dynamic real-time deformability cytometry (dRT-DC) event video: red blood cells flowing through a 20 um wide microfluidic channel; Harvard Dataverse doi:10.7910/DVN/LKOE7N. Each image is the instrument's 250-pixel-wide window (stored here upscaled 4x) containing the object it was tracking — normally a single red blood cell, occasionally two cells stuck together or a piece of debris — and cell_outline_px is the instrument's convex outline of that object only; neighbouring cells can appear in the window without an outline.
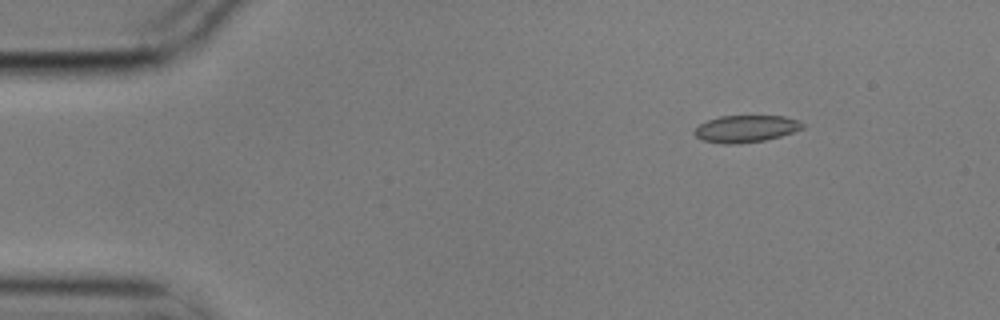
{"species": "common noctule bat (a hibernating species)", "species_latin": "Nyctalus noctula", "temperature_condition": "cold", "stored_images_in_passage": 3, "camera_frame_rate_fps": 3000, "um_per_image_px": 0.085, "animal": {"sex": "male", "body_mass_g": 17.9}, "frame": {"image": 1, "passage_image": 1, "time_ms": 0.0, "image_size_px": [1000, 320], "cell_outline_px": [[804, 128], [780, 136], [764, 140], [736, 144], [724, 144], [704, 140], [696, 136], [692, 132], [700, 124], [708, 120], [720, 116], [784, 116], [800, 120], [804, 124]], "centroid_in_image_um": [63.41, 10.94], "position_along_channel_um": 21.6, "area_um2": 16.94}}
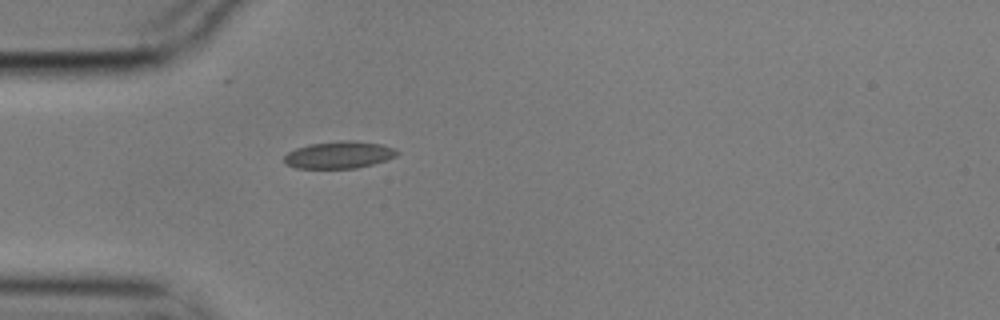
{"frame": {"image": 2, "passage_image": 3, "time_ms": 0.667, "image_size_px": [1000, 320], "cell_outline_px": [[400, 152], [396, 156], [372, 164], [356, 168], [296, 168], [284, 164], [284, 156], [288, 152], [296, 148], [312, 144], [340, 140], [352, 140], [380, 144], [392, 148]], "centroid_in_image_um": [28.79, 13.16], "position_along_channel_um": 56.2, "area_um2": 17.69}}